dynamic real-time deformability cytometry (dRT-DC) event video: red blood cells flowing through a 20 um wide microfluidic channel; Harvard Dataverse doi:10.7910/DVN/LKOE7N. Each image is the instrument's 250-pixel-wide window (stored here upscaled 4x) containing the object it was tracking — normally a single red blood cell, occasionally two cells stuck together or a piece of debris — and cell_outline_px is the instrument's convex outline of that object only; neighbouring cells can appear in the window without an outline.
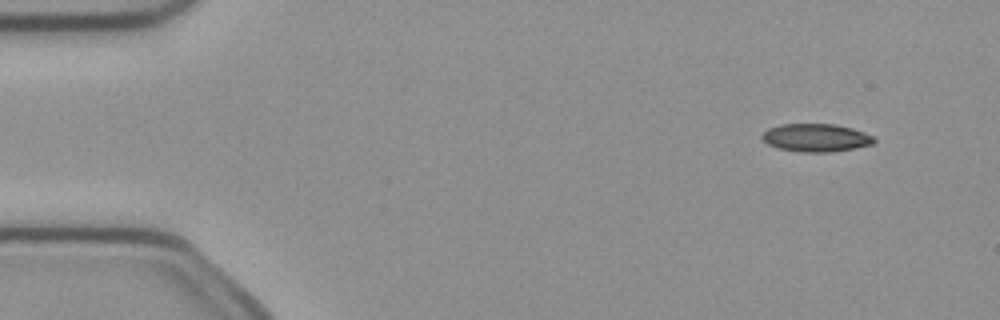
{"species": "common noctule bat (a hibernating species)", "species_latin": "Nyctalus noctula", "temperature_condition": "cold", "stored_images_in_passage": 52, "segment_of_instrument_passage": [1, 2], "camera_frame_rate_fps": 3000, "um_per_image_px": 0.085, "animal": {"sex": "female", "body_mass_g": 21.9}, "frame": {"image": 1, "passage_image": 5, "time_ms": 1.333, "image_size_px": [1000, 320], "cell_outline_px": [[876, 140], [872, 144], [832, 152], [800, 152], [776, 148], [768, 144], [760, 136], [768, 128], [780, 124], [832, 124], [852, 128], [864, 132], [872, 136]], "centroid_in_image_um": [69.32, 11.71], "position_along_channel_um": 15.7, "area_um2": 18.21}}
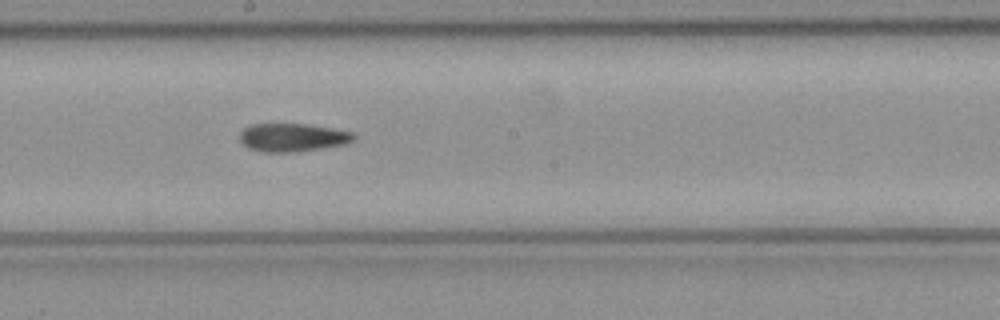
{"frame": {"image": 2, "passage_image": 28, "time_ms": 9.0, "image_size_px": [1000, 320], "cell_outline_px": [[356, 140], [348, 144], [296, 152], [264, 152], [248, 148], [240, 140], [240, 132], [244, 128], [252, 124], [308, 124], [332, 128], [352, 132], [356, 136]], "centroid_in_image_um": [24.91, 11.69], "position_along_channel_um": 223.3, "area_um2": 18.9}}
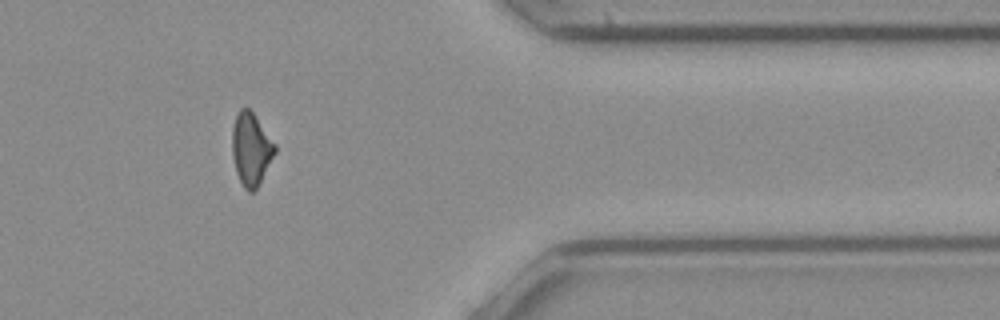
{"frame": {"image": 3, "passage_image": 42, "time_ms": 13.667, "image_size_px": [1000, 320], "cell_outline_px": [[276, 152], [260, 184], [252, 192], [248, 192], [244, 188], [236, 172], [232, 156], [232, 128], [236, 116], [240, 108], [248, 108], [252, 112], [276, 144]], "centroid_in_image_um": [21.34, 12.69], "position_along_channel_um": 390.1, "area_um2": 18.09}}